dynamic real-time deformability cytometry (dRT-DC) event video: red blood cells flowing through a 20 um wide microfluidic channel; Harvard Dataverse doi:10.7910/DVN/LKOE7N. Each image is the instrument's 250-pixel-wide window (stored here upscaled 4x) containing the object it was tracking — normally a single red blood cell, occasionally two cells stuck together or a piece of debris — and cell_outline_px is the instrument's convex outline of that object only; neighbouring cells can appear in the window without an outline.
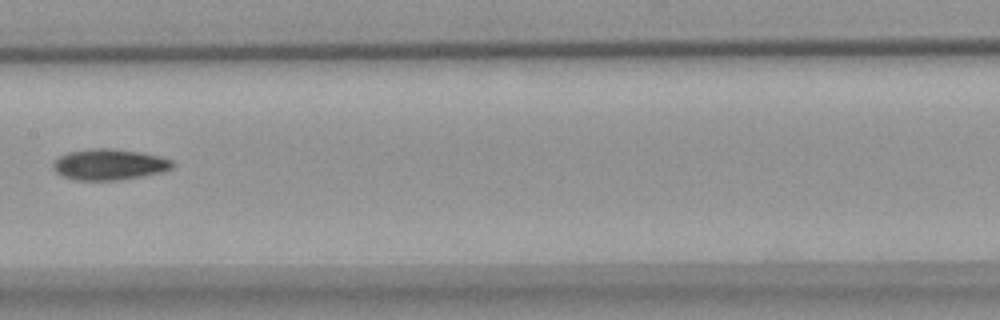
{"species": "common noctule bat (a hibernating species)", "species_latin": "Nyctalus noctula", "temperature_condition": "warm", "stored_images_in_passage": 9, "camera_frame_rate_fps": 3000, "um_per_image_px": 0.085, "animal": {"sex": "female", "body_mass_g": 18.4}, "frame": {"image": 1, "passage_image": 6, "time_ms": 7.0, "image_size_px": [1000, 320], "cell_outline_px": [[176, 164], [172, 168], [160, 172], [144, 176], [120, 180], [76, 180], [64, 176], [56, 172], [52, 168], [52, 160], [68, 152], [88, 148], [112, 148], [140, 152], [160, 156], [172, 160]], "centroid_in_image_um": [9.28, 13.97], "position_along_channel_um": 198.1, "area_um2": 21.79}}
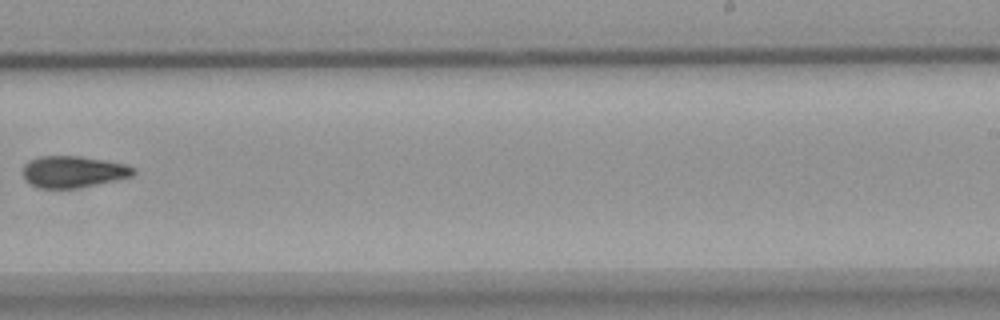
{"frame": {"image": 2, "passage_image": 8, "time_ms": 9.333, "image_size_px": [1000, 320], "cell_outline_px": [[136, 172], [132, 176], [116, 180], [76, 188], [36, 188], [28, 184], [24, 180], [20, 172], [24, 164], [28, 160], [36, 156], [80, 156], [128, 164], [136, 168]], "centroid_in_image_um": [6.16, 14.59], "position_along_channel_um": 282.8, "area_um2": 20.87}}
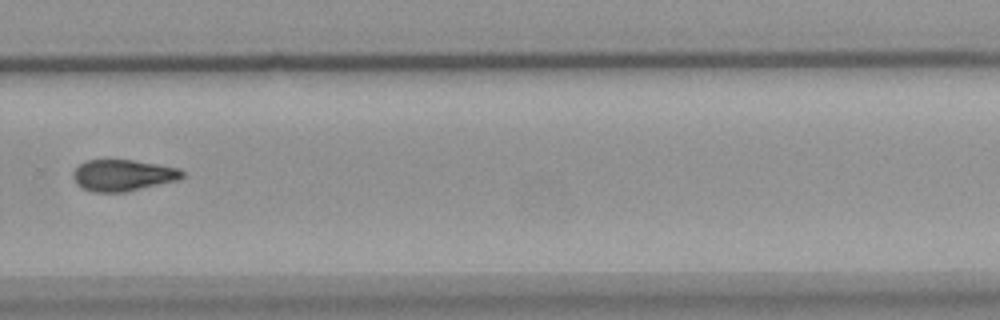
{"frame": {"image": 3, "passage_image": 9, "time_ms": 10.333, "image_size_px": [1000, 320], "cell_outline_px": [[184, 176], [176, 180], [124, 192], [92, 192], [80, 188], [76, 184], [72, 176], [72, 172], [84, 160], [132, 160], [180, 168], [184, 172]], "centroid_in_image_um": [10.39, 14.9], "position_along_channel_um": 319.4, "area_um2": 19.94}}